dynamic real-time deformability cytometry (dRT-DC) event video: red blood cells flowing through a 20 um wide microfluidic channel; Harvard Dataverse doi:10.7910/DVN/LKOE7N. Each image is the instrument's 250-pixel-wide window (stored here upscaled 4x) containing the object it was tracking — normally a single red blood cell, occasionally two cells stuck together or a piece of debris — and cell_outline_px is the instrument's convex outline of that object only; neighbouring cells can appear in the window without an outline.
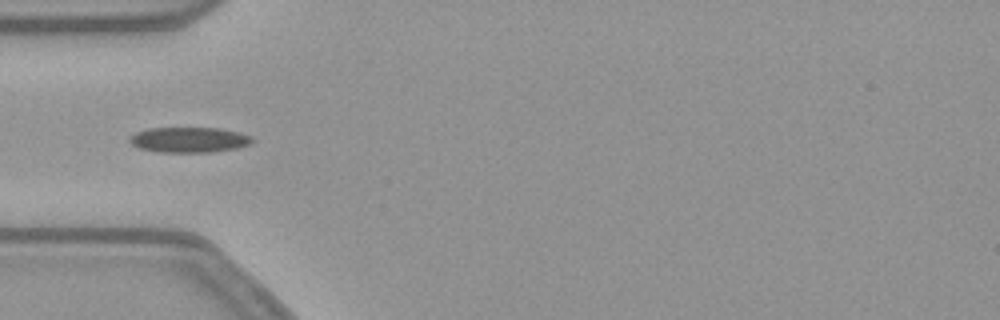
{"species": "common noctule bat (a hibernating species)", "species_latin": "Nyctalus noctula", "temperature_condition": "warm", "stored_images_in_passage": 38, "camera_frame_rate_fps": 3000, "um_per_image_px": 0.085, "animal": {"sex": "female", "body_mass_g": 21.9}, "frame": {"image": 1, "passage_image": 1, "time_ms": 0.0, "image_size_px": [1000, 320], "cell_outline_px": [[256, 140], [252, 144], [236, 148], [212, 152], [160, 152], [140, 148], [132, 144], [128, 140], [136, 132], [148, 128], [220, 128], [240, 132], [252, 136]], "centroid_in_image_um": [16.14, 11.88], "position_along_channel_um": 68.9, "area_um2": 18.21}}
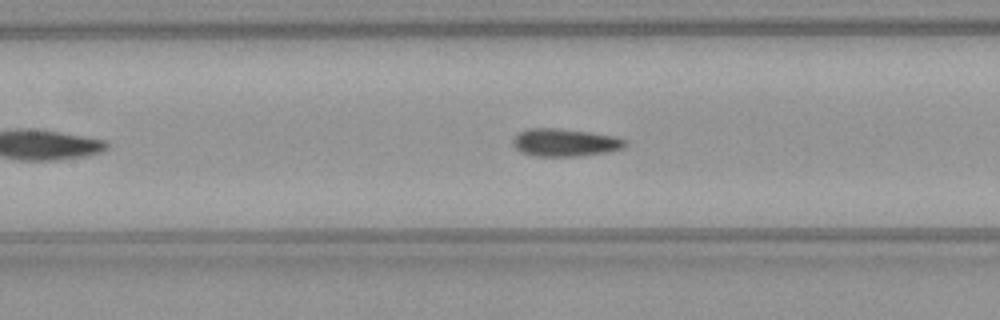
{"frame": {"image": 2, "passage_image": 8, "time_ms": 2.333, "image_size_px": [1000, 320], "cell_outline_px": [[628, 144], [624, 148], [608, 152], [576, 156], [536, 156], [520, 152], [516, 148], [512, 140], [520, 132], [528, 128], [560, 128], [592, 132], [612, 136], [628, 140]], "centroid_in_image_um": [48.06, 12.11], "position_along_channel_um": 159.3, "area_um2": 18.21}}
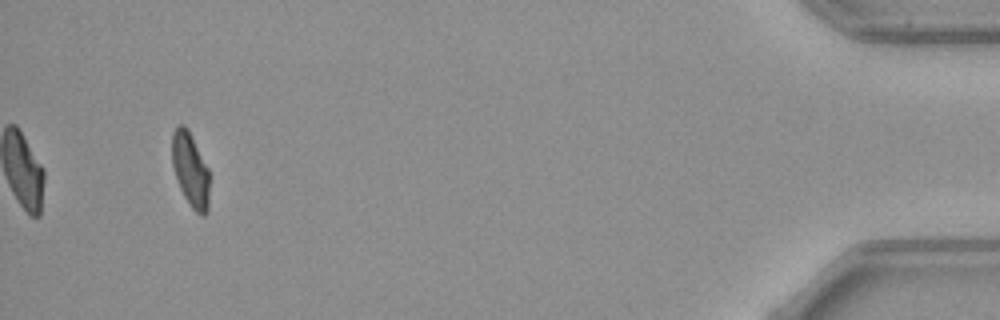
{"frame": {"image": 3, "passage_image": 35, "time_ms": 11.333, "image_size_px": [1000, 320], "cell_outline_px": [[208, 212], [204, 216], [200, 216], [192, 208], [184, 196], [176, 180], [172, 164], [172, 132], [176, 124], [184, 124], [188, 128], [208, 168]], "centroid_in_image_um": [16.16, 14.4], "position_along_channel_um": 419.0, "area_um2": 16.3}, "authors_computed_cell_mechanics": {"area_um2": 17.7735, "velocity_mm_per_s": 3.8029, "shape_relaxation_time_tau1_ms": 5.5453, "shape_relaxation_time_tau2_ms": 2.1361, "deformation_change_tau1": 0.1456, "deformation_change_tau2": 0.0794}}